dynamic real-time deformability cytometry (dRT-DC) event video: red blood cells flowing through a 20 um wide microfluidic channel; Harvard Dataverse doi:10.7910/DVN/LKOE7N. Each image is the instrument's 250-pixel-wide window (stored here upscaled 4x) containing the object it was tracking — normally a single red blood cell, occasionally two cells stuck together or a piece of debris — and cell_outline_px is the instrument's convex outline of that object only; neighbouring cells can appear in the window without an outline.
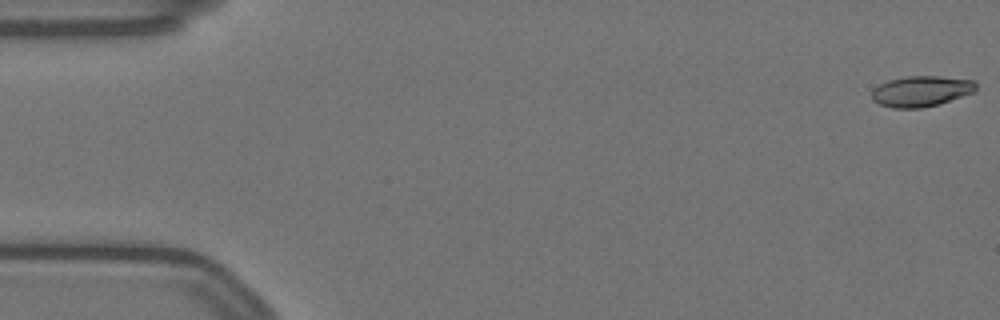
{"species": "Egyptian fruit bat (a non-hibernating species)", "species_latin": "Rousettus aegyptiacus", "temperature_condition": "warm", "stored_images_in_passage": 45, "camera_frame_rate_fps": 3000, "um_per_image_px": 0.085, "animal": {"sex": "female"}, "frame": {"image": 1, "passage_image": 1, "time_ms": 0.0, "image_size_px": [1000, 320], "cell_outline_px": [[976, 92], [940, 104], [924, 108], [892, 108], [880, 104], [872, 100], [872, 88], [888, 80], [908, 76], [940, 76], [976, 80]], "centroid_in_image_um": [78.33, 7.75], "position_along_channel_um": 6.7, "area_um2": 18.96}}
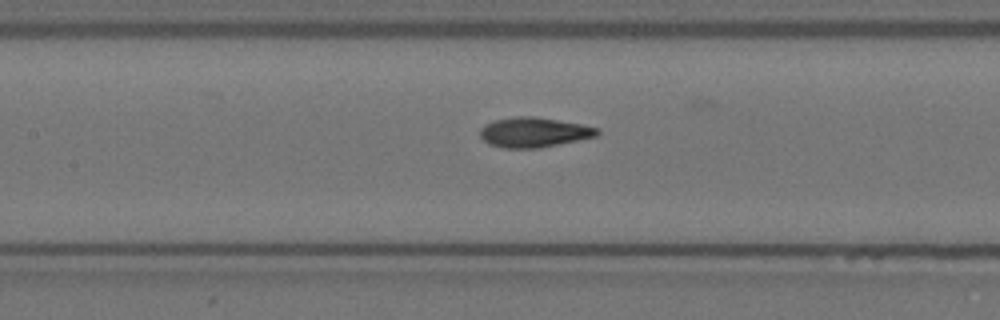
{"frame": {"image": 2, "passage_image": 26, "time_ms": 8.333, "image_size_px": [1000, 320], "cell_outline_px": [[600, 132], [596, 136], [540, 148], [504, 148], [488, 144], [480, 136], [480, 128], [484, 124], [496, 120], [516, 116], [532, 116], [580, 124], [600, 128]], "centroid_in_image_um": [45.36, 11.25], "position_along_channel_um": 162.0, "area_um2": 20.29}}
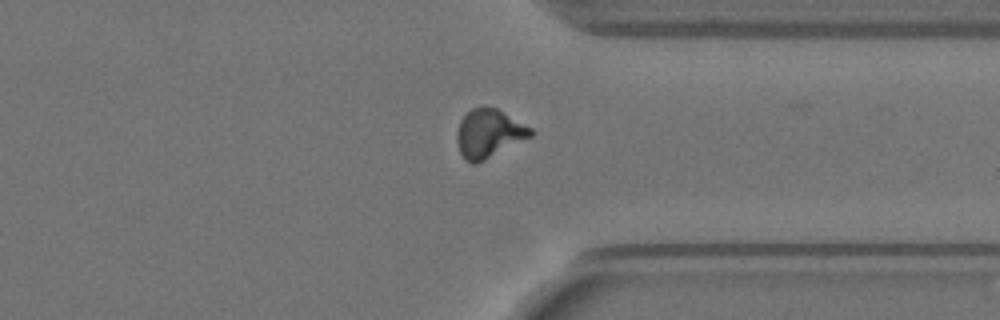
{"frame": {"image": 3, "passage_image": 44, "time_ms": 14.333, "image_size_px": [1000, 320], "cell_outline_px": [[536, 132], [532, 136], [476, 164], [472, 164], [464, 160], [460, 152], [456, 140], [456, 132], [460, 120], [472, 108], [480, 104], [484, 104], [496, 108], [532, 128]], "centroid_in_image_um": [41.53, 11.32], "position_along_channel_um": 369.9, "area_um2": 21.1}}